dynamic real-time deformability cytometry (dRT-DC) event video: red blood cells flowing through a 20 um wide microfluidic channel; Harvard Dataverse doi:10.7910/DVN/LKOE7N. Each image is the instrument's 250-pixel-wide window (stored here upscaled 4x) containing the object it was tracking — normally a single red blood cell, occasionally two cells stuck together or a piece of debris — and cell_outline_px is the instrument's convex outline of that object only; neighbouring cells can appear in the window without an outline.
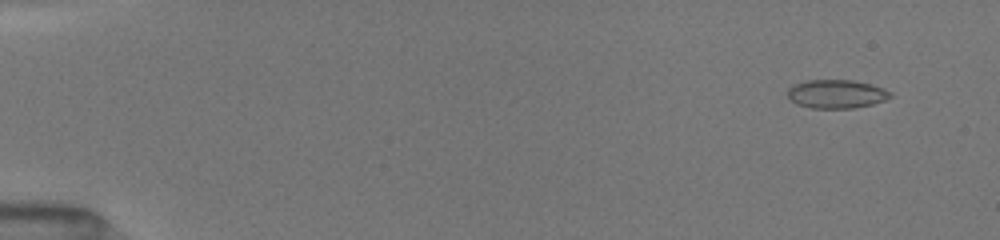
{"species": "common noctule bat (a hibernating species)", "species_latin": "Nyctalus noctula", "temperature_condition": "room temperature", "stored_images_in_passage": 51, "camera_frame_rate_fps": 3000, "um_per_image_px": 0.085, "animal": {"sex": "female", "body_mass_g": 19.5, "forearm_length_mm": 54.1}, "frame": {"image": 1, "passage_image": 4, "time_ms": 1.0, "image_size_px": [1000, 240], "cell_outline_px": [[892, 96], [884, 100], [872, 104], [852, 108], [812, 108], [796, 104], [788, 96], [788, 88], [792, 84], [808, 80], [852, 80], [884, 88], [892, 92]], "centroid_in_image_um": [71.08, 7.98], "position_along_channel_um": 13.9, "area_um2": 17.05}}
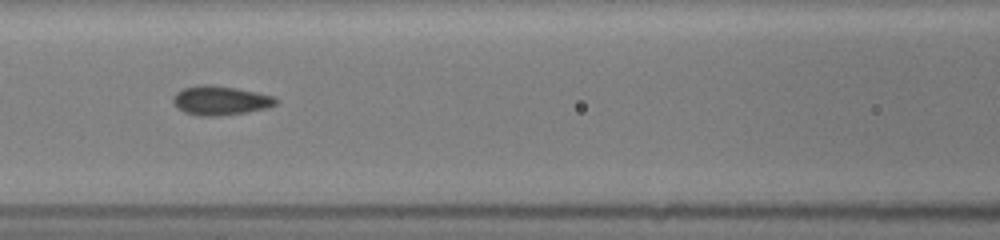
{"frame": {"image": 2, "passage_image": 24, "time_ms": 7.667, "image_size_px": [1000, 240], "cell_outline_px": [[280, 100], [276, 104], [268, 108], [244, 112], [216, 116], [200, 116], [184, 112], [176, 108], [172, 100], [172, 96], [176, 92], [184, 88], [204, 84], [208, 84], [236, 88], [272, 96]], "centroid_in_image_um": [18.7, 8.54], "position_along_channel_um": 147.9, "area_um2": 17.4}}
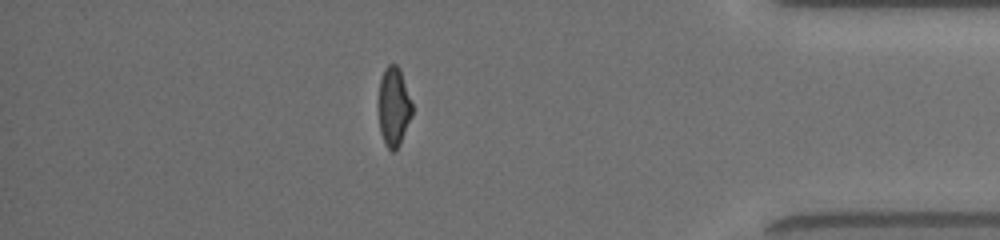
{"frame": {"image": 3, "passage_image": 45, "time_ms": 14.667, "image_size_px": [1000, 240], "cell_outline_px": [[412, 116], [400, 144], [392, 152], [384, 144], [380, 132], [380, 80], [384, 68], [388, 64], [396, 64], [400, 68], [412, 104]], "centroid_in_image_um": [33.48, 9.07], "position_along_channel_um": 401.7, "area_um2": 15.26}, "authors_computed_cell_mechanics": {"area_um2": 16.762, "velocity_mm_per_s": 4.0752, "shape_relaxation_time_tau1_ms": null, "shape_relaxation_time_tau2_ms": 1.1218, "deformation_change_tau1": null, "deformation_change_tau2": 0.0605}}